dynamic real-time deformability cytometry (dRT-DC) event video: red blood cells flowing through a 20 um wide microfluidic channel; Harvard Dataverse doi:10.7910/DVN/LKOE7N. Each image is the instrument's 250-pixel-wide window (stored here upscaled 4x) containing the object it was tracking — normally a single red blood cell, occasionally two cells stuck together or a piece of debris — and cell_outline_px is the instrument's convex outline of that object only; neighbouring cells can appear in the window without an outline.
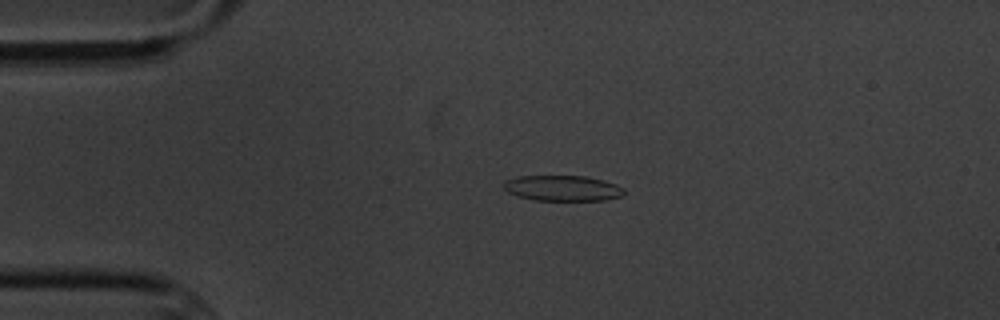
{"species": "common noctule bat (a hibernating species)", "species_latin": "Nyctalus noctula", "temperature_condition": "cold", "stored_images_in_passage": 4, "camera_frame_rate_fps": 3000, "um_per_image_px": 0.085, "animal": {"sex": "male", "body_mass_g": 20.1, "forearm_length_mm": 53.5}, "frame": {"image": 1, "passage_image": 4, "time_ms": 3.333, "image_size_px": [1000, 320], "cell_outline_px": [[624, 196], [608, 200], [536, 200], [516, 196], [508, 192], [504, 188], [504, 180], [520, 176], [584, 176], [604, 180], [616, 184], [624, 188]], "centroid_in_image_um": [47.85, 16.0], "position_along_channel_um": 37.2, "area_um2": 18.03}}